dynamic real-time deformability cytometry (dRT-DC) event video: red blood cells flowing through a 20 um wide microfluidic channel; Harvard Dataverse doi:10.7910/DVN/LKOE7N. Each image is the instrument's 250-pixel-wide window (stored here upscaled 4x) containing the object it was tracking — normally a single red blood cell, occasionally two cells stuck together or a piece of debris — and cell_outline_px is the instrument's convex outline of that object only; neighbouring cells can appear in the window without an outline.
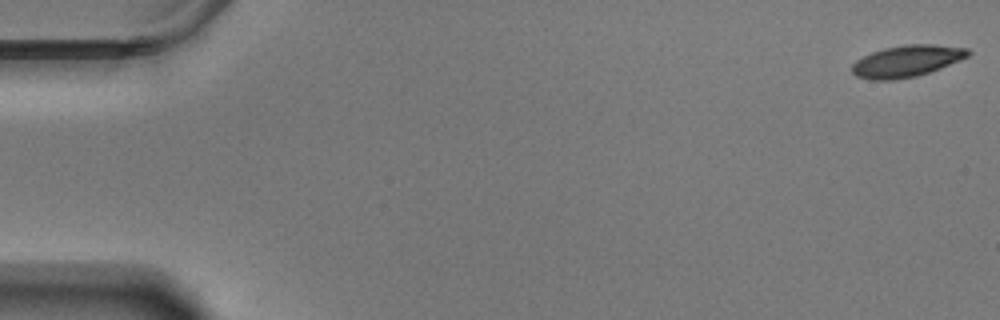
{"species": "Egyptian fruit bat (a non-hibernating species)", "species_latin": "Rousettus aegyptiacus", "temperature_condition": "warm", "stored_images_in_passage": 15, "camera_frame_rate_fps": 3000, "um_per_image_px": 0.085, "animal": {"sex": "male"}, "frame": {"image": 1, "passage_image": 1, "time_ms": 0.0, "image_size_px": [1000, 320], "cell_outline_px": [[972, 52], [968, 56], [960, 60], [940, 68], [916, 76], [896, 80], [872, 80], [856, 76], [852, 72], [852, 64], [856, 60], [872, 52], [884, 48], [904, 44], [932, 44], [968, 48]], "centroid_in_image_um": [77.07, 5.19], "position_along_channel_um": 7.9, "area_um2": 21.39}}
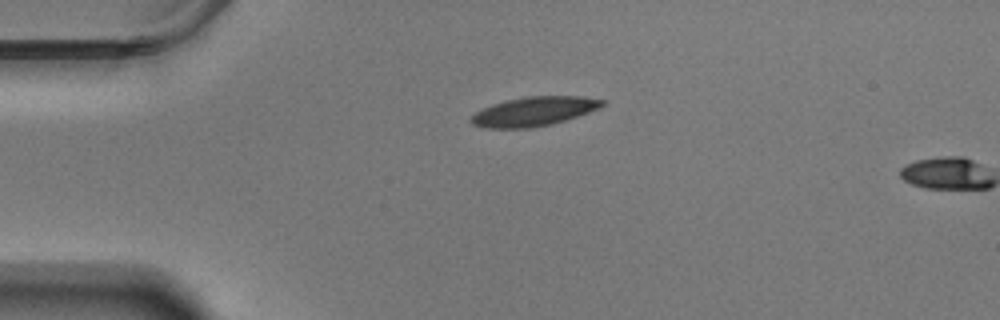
{"frame": {"image": 2, "passage_image": 14, "time_ms": 4.333, "image_size_px": [1000, 320], "cell_outline_px": [[604, 104], [588, 112], [552, 124], [532, 128], [484, 128], [472, 124], [468, 120], [476, 112], [492, 104], [508, 100], [528, 96], [580, 96], [604, 100]], "centroid_in_image_um": [45.33, 9.48], "position_along_channel_um": 39.7, "area_um2": 22.02}}